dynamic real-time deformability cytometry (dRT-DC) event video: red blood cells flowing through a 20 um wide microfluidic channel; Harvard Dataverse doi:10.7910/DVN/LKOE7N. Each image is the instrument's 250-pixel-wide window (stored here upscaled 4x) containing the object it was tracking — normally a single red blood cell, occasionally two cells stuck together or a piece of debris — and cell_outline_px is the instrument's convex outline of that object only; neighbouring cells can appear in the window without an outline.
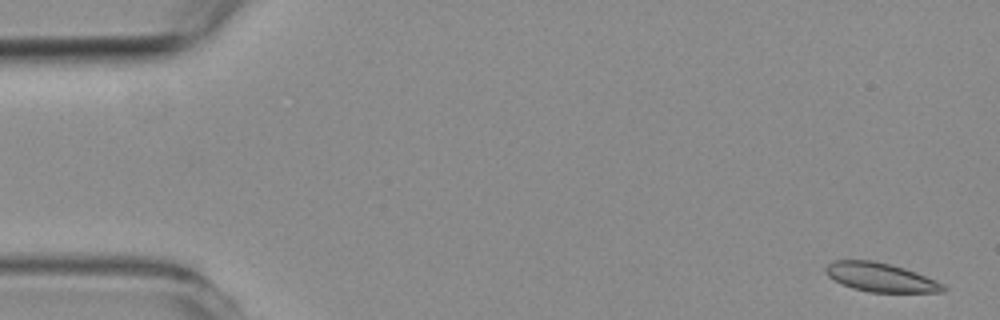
{"species": "common noctule bat (a hibernating species)", "species_latin": "Nyctalus noctula", "temperature_condition": "room temperature", "stored_images_in_passage": 5, "camera_frame_rate_fps": 3000, "um_per_image_px": 0.085, "animal": {"sex": "female", "body_mass_g": 19.3, "forearm_length_mm": 54.1}, "frame": {"image": 1, "passage_image": 1, "time_ms": 0.0, "image_size_px": [1000, 320], "cell_outline_px": [[948, 288], [944, 292], [868, 292], [852, 288], [840, 284], [828, 276], [824, 272], [824, 268], [832, 260], [872, 260], [904, 268], [916, 272], [936, 280], [944, 284]], "centroid_in_image_um": [74.83, 23.57], "position_along_channel_um": 10.2, "area_um2": 19.94}}
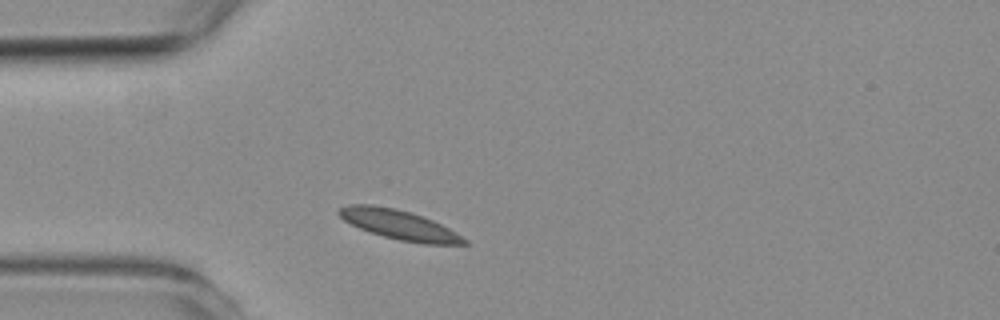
{"frame": {"image": 2, "passage_image": 5, "time_ms": 4.667, "image_size_px": [1000, 320], "cell_outline_px": [[468, 244], [424, 244], [400, 240], [384, 236], [360, 228], [344, 220], [336, 212], [340, 208], [348, 204], [372, 204], [396, 208], [432, 220], [456, 232], [468, 240]], "centroid_in_image_um": [33.93, 19.1], "position_along_channel_um": 51.1, "area_um2": 21.27}}